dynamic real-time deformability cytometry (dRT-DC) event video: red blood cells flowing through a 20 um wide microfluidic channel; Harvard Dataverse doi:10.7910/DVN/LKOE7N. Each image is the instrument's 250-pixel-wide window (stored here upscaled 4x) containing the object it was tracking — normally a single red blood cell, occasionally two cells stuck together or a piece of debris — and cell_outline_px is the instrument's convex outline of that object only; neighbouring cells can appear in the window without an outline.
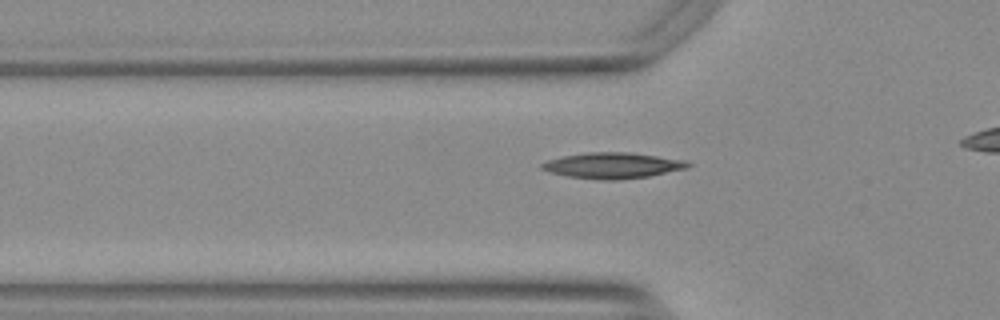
{"species": "Egyptian fruit bat (a non-hibernating species)", "species_latin": "Rousettus aegyptiacus", "temperature_condition": "warm", "stored_images_in_passage": 30, "camera_frame_rate_fps": 3000, "um_per_image_px": 0.085, "animal": {"sex": "female"}, "frame": {"image": 1, "passage_image": 3, "time_ms": 0.667, "image_size_px": [1000, 320], "cell_outline_px": [[692, 164], [688, 168], [648, 176], [616, 180], [604, 180], [568, 176], [548, 172], [540, 168], [540, 164], [548, 160], [564, 156], [588, 152], [632, 152], [684, 160]], "centroid_in_image_um": [52.07, 14.06], "position_along_channel_um": 73.7, "area_um2": 21.91}}
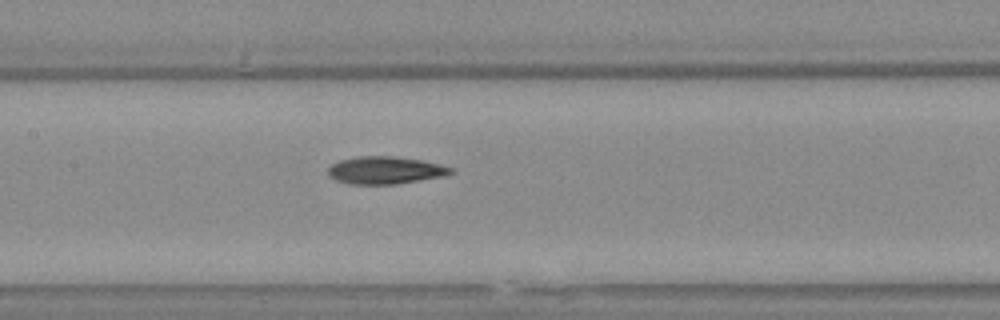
{"frame": {"image": 2, "passage_image": 11, "time_ms": 3.333, "image_size_px": [1000, 320], "cell_outline_px": [[452, 172], [444, 176], [396, 184], [352, 184], [336, 180], [328, 176], [328, 168], [332, 164], [340, 160], [356, 156], [396, 156], [420, 160], [440, 164], [452, 168]], "centroid_in_image_um": [32.71, 14.46], "position_along_channel_um": 174.7, "area_um2": 19.59}}
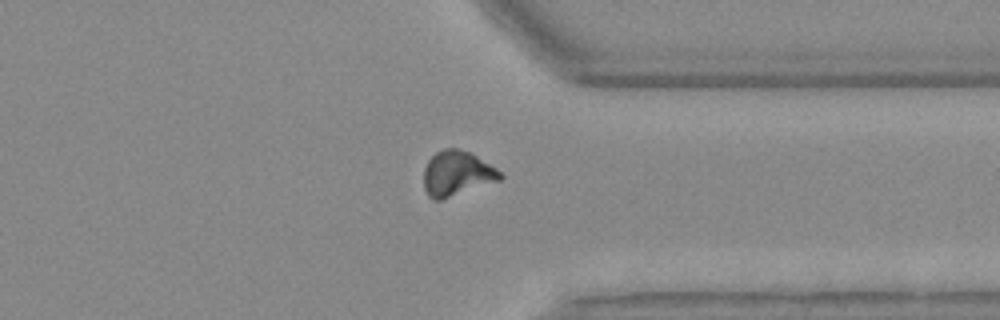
{"frame": {"image": 3, "passage_image": 27, "time_ms": 8.667, "image_size_px": [1000, 320], "cell_outline_px": [[504, 176], [500, 180], [440, 200], [432, 200], [428, 196], [424, 188], [424, 168], [428, 160], [436, 152], [444, 148], [456, 148], [468, 152], [476, 156], [496, 168]], "centroid_in_image_um": [38.81, 14.75], "position_along_channel_um": 372.6, "area_um2": 19.83}}